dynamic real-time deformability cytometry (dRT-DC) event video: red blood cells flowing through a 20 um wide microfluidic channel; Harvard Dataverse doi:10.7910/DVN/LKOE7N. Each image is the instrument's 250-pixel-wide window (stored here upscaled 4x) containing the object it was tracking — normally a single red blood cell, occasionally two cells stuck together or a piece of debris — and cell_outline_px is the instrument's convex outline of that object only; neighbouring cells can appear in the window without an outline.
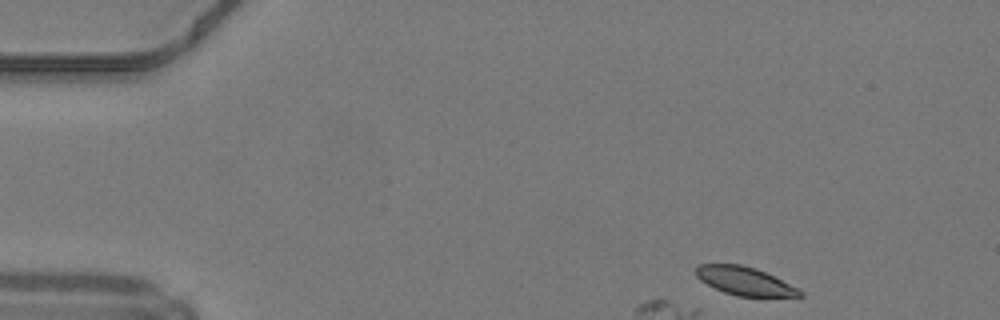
{"species": "common noctule bat (a hibernating species)", "species_latin": "Nyctalus noctula", "temperature_condition": "warm", "stored_images_in_passage": 8, "camera_frame_rate_fps": 3000, "um_per_image_px": 0.085, "animal": {"sex": "male", "body_mass_g": 19.2, "forearm_length_mm": 51.8}, "frame": {"image": 1, "passage_image": 1, "time_ms": 0.0, "image_size_px": [1000, 320], "cell_outline_px": [[804, 296], [736, 296], [724, 292], [700, 280], [696, 276], [696, 268], [700, 264], [740, 264], [756, 268], [804, 292]], "centroid_in_image_um": [63.26, 23.88], "position_along_channel_um": 21.7, "area_um2": 16.7}}